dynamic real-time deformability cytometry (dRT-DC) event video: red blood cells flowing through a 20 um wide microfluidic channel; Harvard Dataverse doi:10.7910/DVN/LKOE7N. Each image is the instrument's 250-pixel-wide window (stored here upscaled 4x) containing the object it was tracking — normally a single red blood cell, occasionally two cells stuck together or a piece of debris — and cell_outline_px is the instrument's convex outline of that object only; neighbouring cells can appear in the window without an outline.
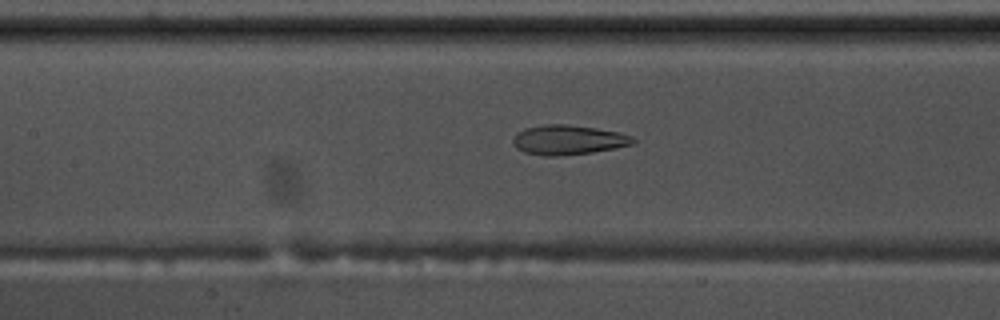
{"species": "common noctule bat (a hibernating species)", "species_latin": "Nyctalus noctula", "temperature_condition": "warm", "stored_images_in_passage": 56, "camera_frame_rate_fps": 3000, "um_per_image_px": 0.085, "animal": {"sex": "male", "body_mass_g": 17.5, "forearm_length_mm": 52.3}, "frame": {"image": 1, "passage_image": 26, "time_ms": 8.333, "image_size_px": [1000, 320], "cell_outline_px": [[636, 140], [632, 144], [592, 152], [556, 156], [544, 156], [524, 152], [516, 148], [512, 144], [512, 140], [516, 132], [524, 128], [544, 124], [568, 124], [596, 128], [616, 132], [632, 136]], "centroid_in_image_um": [48.22, 11.88], "position_along_channel_um": 159.2, "area_um2": 20.69}}
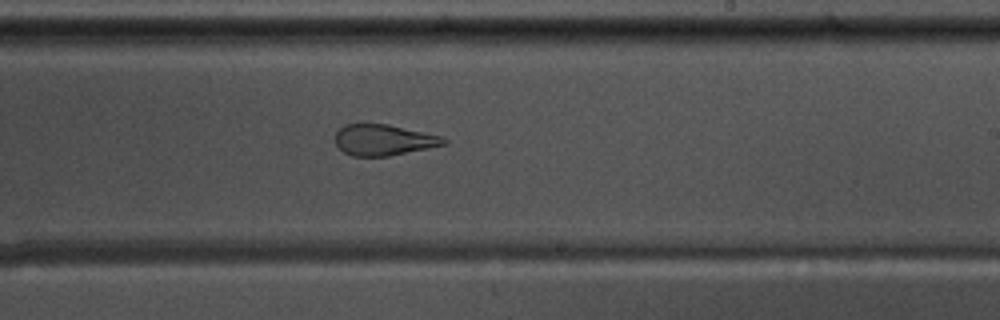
{"frame": {"image": 2, "passage_image": 34, "time_ms": 11.0, "image_size_px": [1000, 320], "cell_outline_px": [[448, 144], [388, 156], [352, 156], [344, 152], [336, 144], [336, 132], [344, 124], [388, 124], [440, 136], [448, 140]], "centroid_in_image_um": [32.61, 11.9], "position_along_channel_um": 256.4, "area_um2": 19.42}}
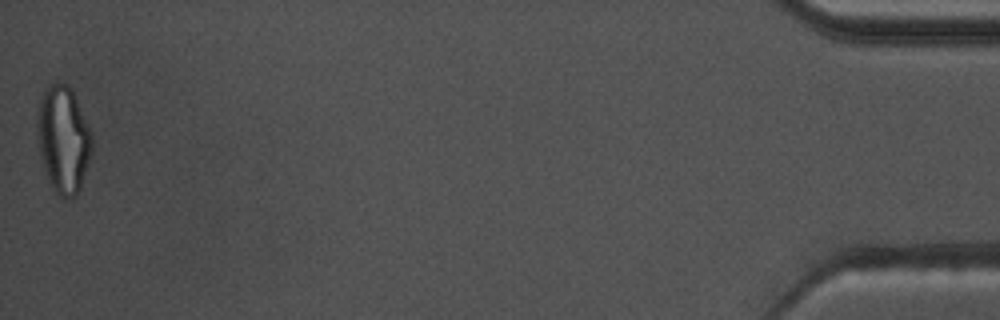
{"frame": {"image": 3, "passage_image": 56, "time_ms": 18.333, "image_size_px": [1000, 320], "cell_outline_px": [[92, 148], [80, 188], [76, 196], [72, 200], [64, 200], [52, 188], [44, 172], [40, 156], [36, 136], [36, 112], [44, 88], [48, 84], [68, 84], [72, 88], [92, 132]], "centroid_in_image_um": [5.35, 11.85], "position_along_channel_um": 429.8, "area_um2": 34.8}, "authors_computed_cell_mechanics": {"area_um2": 25.143, "velocity_mm_per_s": 3.6643, "shape_relaxation_time_tau1_ms": null, "shape_relaxation_time_tau2_ms": 1.757, "deformation_change_tau1": null, "deformation_change_tau2": 0.1069}}